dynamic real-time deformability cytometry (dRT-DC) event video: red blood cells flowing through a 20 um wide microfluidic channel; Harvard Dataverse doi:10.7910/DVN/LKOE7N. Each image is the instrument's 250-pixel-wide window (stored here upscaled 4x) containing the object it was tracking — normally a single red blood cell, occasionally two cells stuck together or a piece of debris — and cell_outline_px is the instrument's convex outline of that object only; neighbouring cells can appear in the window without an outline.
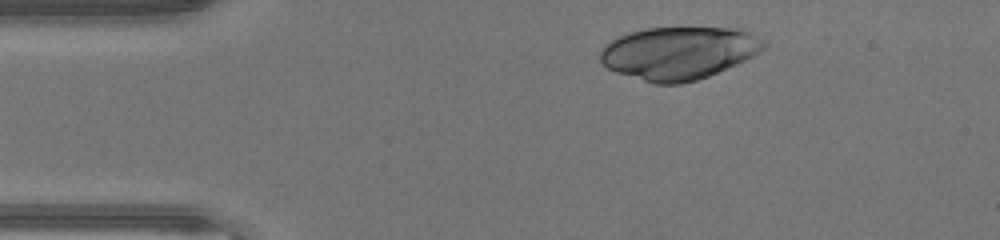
{"species": "human", "species_latin": "Homo sapiens", "temperature_condition": "warm", "stored_images_in_passage": 32, "camera_frame_rate_fps": 3000, "um_per_image_px": 0.085, "donor": {"sex": "male"}, "frame": {"image": 1, "passage_image": 1, "time_ms": 0.0, "image_size_px": [1000, 240], "cell_outline_px": [[768, 44], [764, 48], [752, 56], [736, 64], [708, 76], [696, 80], [680, 84], [652, 84], [616, 72], [608, 68], [600, 60], [600, 48], [604, 44], [628, 32], [648, 28], [740, 28], [752, 32], [764, 40]], "centroid_in_image_um": [57.69, 4.5], "position_along_channel_um": 27.3, "area_um2": 50.4}}
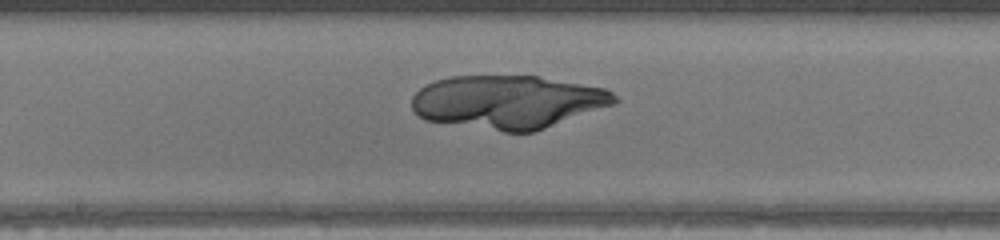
{"frame": {"image": 2, "passage_image": 17, "time_ms": 5.333, "image_size_px": [1000, 240], "cell_outline_px": [[620, 100], [616, 104], [532, 132], [504, 132], [424, 120], [412, 108], [412, 96], [420, 88], [436, 80], [452, 76], [536, 76], [604, 88], [612, 92]], "centroid_in_image_um": [43.17, 8.67], "position_along_channel_um": 205.0, "area_um2": 62.77}}
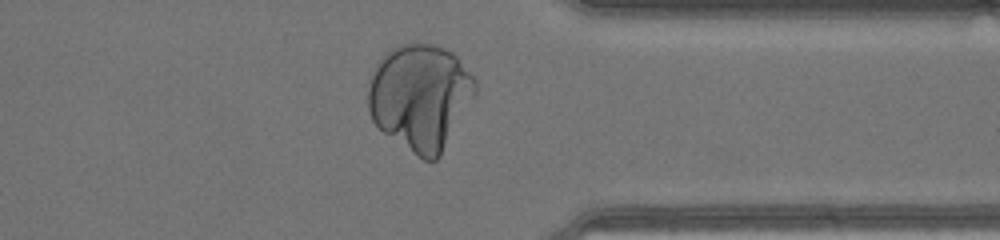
{"frame": {"image": 3, "passage_image": 29, "time_ms": 9.333, "image_size_px": [1000, 240], "cell_outline_px": [[476, 96], [440, 156], [436, 160], [424, 160], [384, 132], [372, 120], [368, 108], [368, 88], [376, 64], [384, 52], [400, 44], [436, 44], [452, 52], [456, 56], [476, 80]], "centroid_in_image_um": [35.74, 8.22], "position_along_channel_um": 375.7, "area_um2": 65.95}}